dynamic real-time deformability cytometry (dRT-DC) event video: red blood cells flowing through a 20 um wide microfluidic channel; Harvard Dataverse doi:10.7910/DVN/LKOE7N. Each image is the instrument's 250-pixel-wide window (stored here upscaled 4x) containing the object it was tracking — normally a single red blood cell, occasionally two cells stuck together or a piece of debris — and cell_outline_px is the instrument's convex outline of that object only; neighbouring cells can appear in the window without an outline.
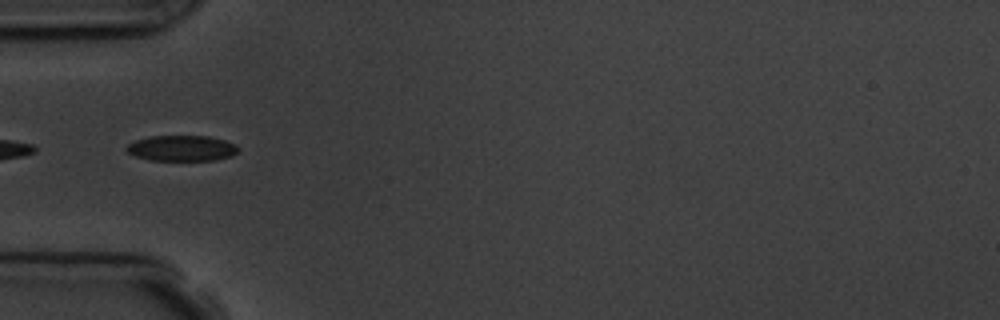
{"species": "common noctule bat (a hibernating species)", "species_latin": "Nyctalus noctula", "temperature_condition": "room temperature", "stored_images_in_passage": 9, "camera_frame_rate_fps": 3000, "um_per_image_px": 0.085, "animal": {"sex": "male", "body_mass_g": 19.5, "forearm_length_mm": 54.6}, "frame": {"image": 1, "passage_image": 6, "time_ms": 5.667, "image_size_px": [1000, 320], "cell_outline_px": [[240, 148], [232, 156], [216, 160], [148, 160], [136, 156], [128, 152], [124, 148], [128, 144], [136, 140], [148, 136], [208, 136], [224, 140], [236, 144]], "centroid_in_image_um": [15.45, 12.6], "position_along_channel_um": 69.5, "area_um2": 16.76}}